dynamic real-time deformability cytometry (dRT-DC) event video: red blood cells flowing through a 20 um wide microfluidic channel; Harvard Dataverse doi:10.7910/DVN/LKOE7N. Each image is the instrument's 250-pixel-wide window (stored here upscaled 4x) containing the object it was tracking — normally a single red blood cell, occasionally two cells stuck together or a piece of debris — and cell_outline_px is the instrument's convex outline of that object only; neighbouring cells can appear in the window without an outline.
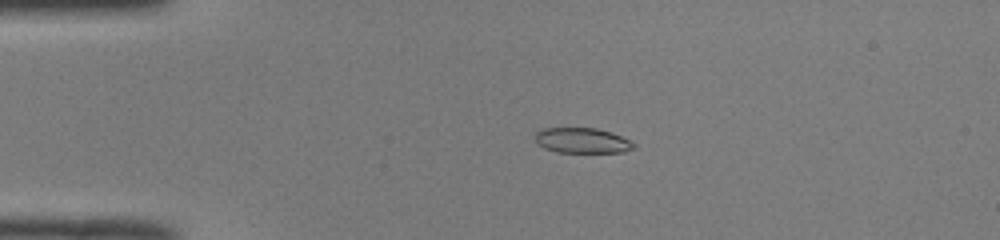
{"species": "common noctule bat (a hibernating species)", "species_latin": "Nyctalus noctula", "temperature_condition": "room temperature", "stored_images_in_passage": 50, "camera_frame_rate_fps": 3000, "um_per_image_px": 0.085, "animal": {"sex": "male", "body_mass_g": 19.0, "forearm_length_mm": 50.8}, "frame": {"image": 1, "passage_image": 11, "time_ms": 3.333, "image_size_px": [1000, 240], "cell_outline_px": [[636, 148], [624, 152], [556, 152], [544, 148], [536, 144], [536, 132], [544, 128], [596, 128], [612, 132], [632, 140], [636, 144]], "centroid_in_image_um": [49.54, 11.94], "position_along_channel_um": 35.5, "area_um2": 14.74}}
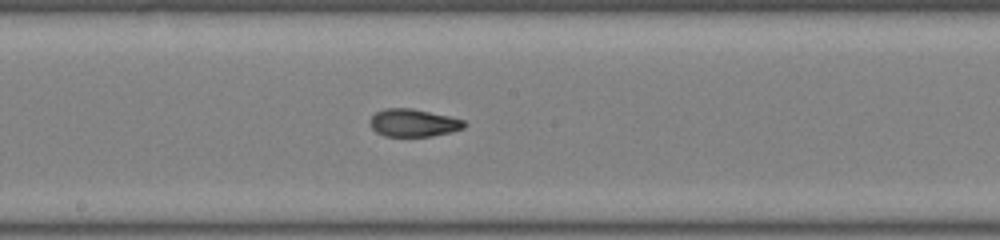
{"frame": {"image": 2, "passage_image": 27, "time_ms": 8.667, "image_size_px": [1000, 240], "cell_outline_px": [[468, 124], [464, 128], [432, 136], [384, 136], [376, 132], [368, 124], [368, 120], [376, 112], [384, 108], [412, 108], [448, 116], [464, 120]], "centroid_in_image_um": [35.1, 10.44], "position_along_channel_um": 213.1, "area_um2": 15.26}}
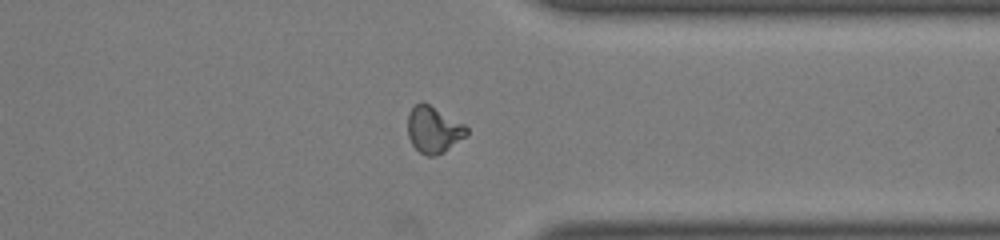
{"frame": {"image": 3, "passage_image": 39, "time_ms": 12.667, "image_size_px": [1000, 240], "cell_outline_px": [[468, 132], [464, 136], [444, 152], [436, 156], [428, 156], [420, 152], [412, 144], [408, 136], [408, 112], [416, 104], [428, 104], [464, 124], [468, 128]], "centroid_in_image_um": [36.83, 11.04], "position_along_channel_um": 374.6, "area_um2": 15.55}, "authors_computed_cell_mechanics": {"area_um2": 15.6638, "velocity_mm_per_s": 4.1009, "shape_relaxation_time_tau1_ms": null, "shape_relaxation_time_tau2_ms": 1.4749, "deformation_change_tau1": null, "deformation_change_tau2": 0.0764}}